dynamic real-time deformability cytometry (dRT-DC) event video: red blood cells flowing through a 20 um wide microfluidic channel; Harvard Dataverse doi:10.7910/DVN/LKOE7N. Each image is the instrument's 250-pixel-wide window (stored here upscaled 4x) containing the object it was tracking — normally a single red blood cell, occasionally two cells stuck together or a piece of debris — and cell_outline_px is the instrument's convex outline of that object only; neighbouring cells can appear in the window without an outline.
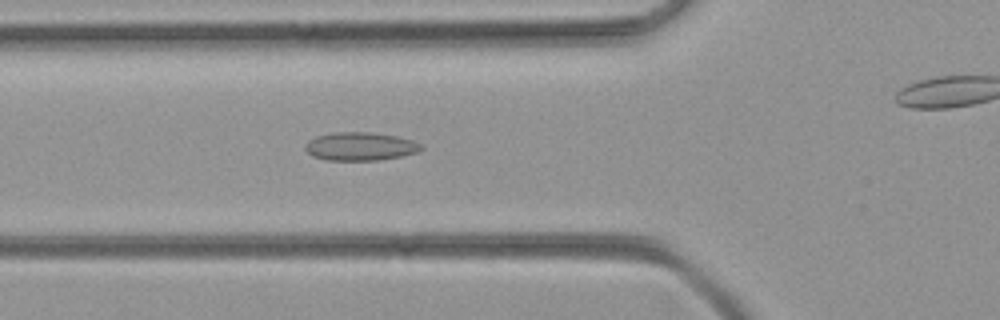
{"species": "common noctule bat (a hibernating species)", "species_latin": "Nyctalus noctula", "temperature_condition": "room temperature", "stored_images_in_passage": 35, "camera_frame_rate_fps": 3000, "um_per_image_px": 0.085, "animal": {"sex": "female", "body_mass_g": 21.9}, "frame": {"image": 1, "passage_image": 10, "time_ms": 3.0, "image_size_px": [1000, 320], "cell_outline_px": [[424, 148], [420, 152], [380, 160], [324, 160], [312, 156], [304, 148], [304, 144], [308, 140], [316, 136], [332, 132], [372, 132], [396, 136], [412, 140], [420, 144]], "centroid_in_image_um": [30.6, 12.44], "position_along_channel_um": 95.2, "area_um2": 19.31}}
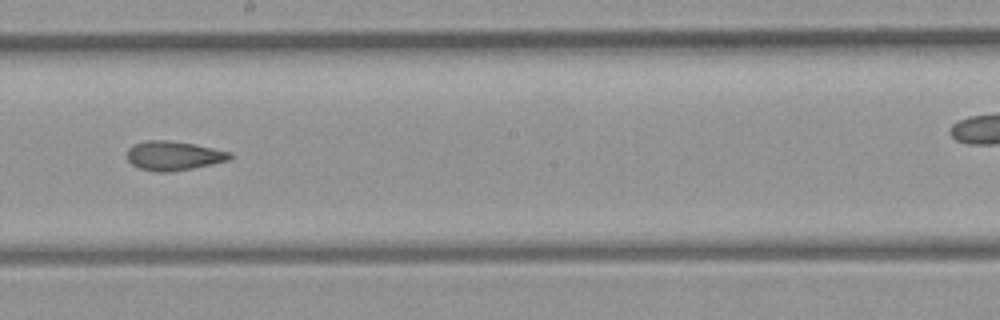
{"frame": {"image": 2, "passage_image": 20, "time_ms": 6.333, "image_size_px": [1000, 320], "cell_outline_px": [[232, 156], [228, 160], [212, 164], [172, 172], [156, 172], [140, 168], [132, 164], [128, 160], [128, 148], [132, 144], [148, 140], [168, 140], [196, 144], [232, 152]], "centroid_in_image_um": [14.76, 13.23], "position_along_channel_um": 233.4, "area_um2": 17.57}}
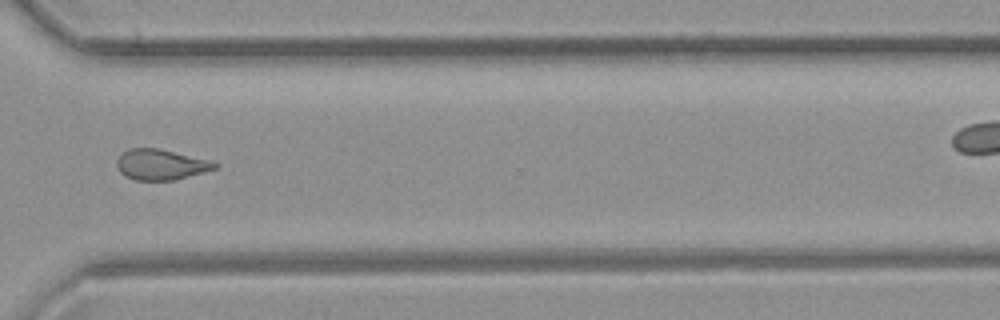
{"frame": {"image": 3, "passage_image": 29, "time_ms": 9.333, "image_size_px": [1000, 320], "cell_outline_px": [[220, 164], [216, 168], [204, 172], [176, 180], [136, 180], [124, 176], [120, 172], [116, 164], [116, 160], [128, 148], [160, 148], [212, 160]], "centroid_in_image_um": [13.7, 13.98], "position_along_channel_um": 356.9, "area_um2": 17.69}}